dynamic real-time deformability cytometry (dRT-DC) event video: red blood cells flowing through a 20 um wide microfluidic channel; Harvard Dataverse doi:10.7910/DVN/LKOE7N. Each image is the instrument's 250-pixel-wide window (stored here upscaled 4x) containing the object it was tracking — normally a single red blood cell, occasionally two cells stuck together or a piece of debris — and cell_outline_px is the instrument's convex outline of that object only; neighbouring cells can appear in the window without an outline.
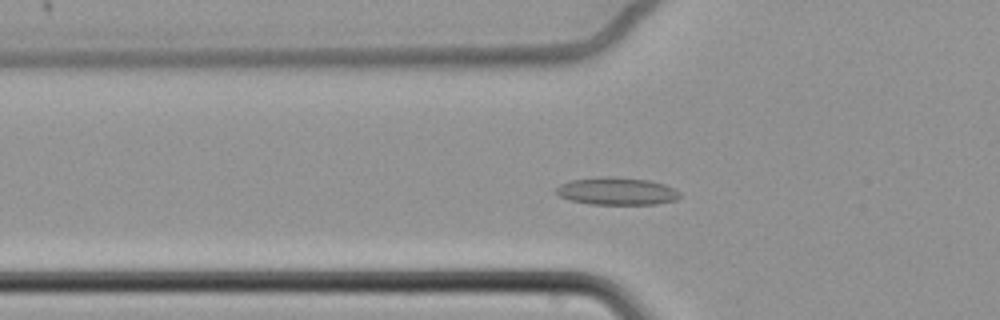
{"species": "common noctule bat (a hibernating species)", "species_latin": "Nyctalus noctula", "temperature_condition": "cold", "stored_images_in_passage": 62, "camera_frame_rate_fps": 3000, "um_per_image_px": 0.085, "animal": {"sex": "female", "body_mass_g": 22.7, "forearm_length_mm": 54.2}, "frame": {"image": 1, "passage_image": 22, "time_ms": 7.0, "image_size_px": [1000, 320], "cell_outline_px": [[680, 196], [676, 200], [656, 204], [588, 204], [572, 200], [560, 196], [556, 192], [556, 188], [560, 184], [572, 180], [600, 176], [612, 176], [648, 180], [664, 184], [680, 192]], "centroid_in_image_um": [52.43, 16.24], "position_along_channel_um": 73.4, "area_um2": 19.77}}
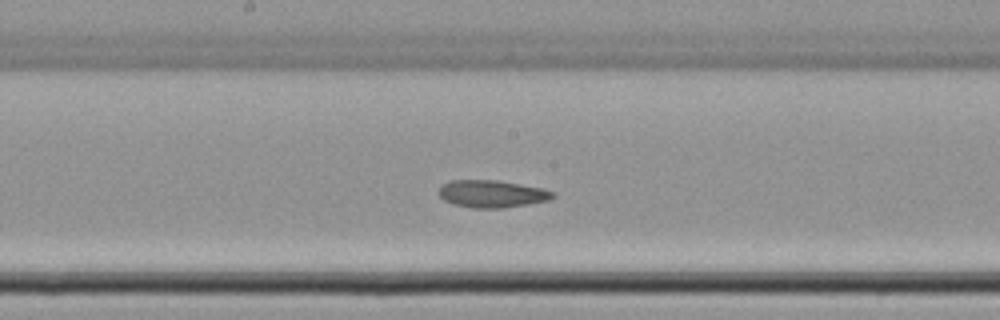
{"frame": {"image": 2, "passage_image": 34, "time_ms": 11.0, "image_size_px": [1000, 320], "cell_outline_px": [[556, 196], [548, 200], [528, 204], [504, 208], [472, 208], [452, 204], [444, 200], [436, 192], [440, 184], [448, 180], [496, 180], [540, 188], [556, 192]], "centroid_in_image_um": [41.74, 16.47], "position_along_channel_um": 206.5, "area_um2": 18.38}}
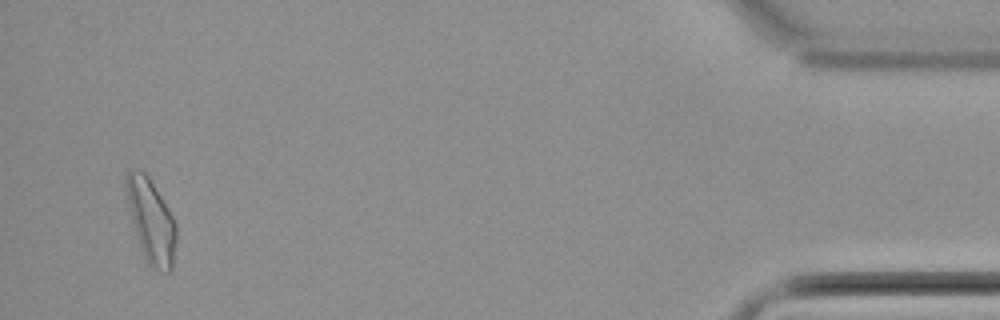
{"frame": {"image": 3, "passage_image": 60, "time_ms": 19.667, "image_size_px": [1000, 320], "cell_outline_px": [[176, 240], [172, 268], [168, 272], [160, 272], [148, 264], [140, 248], [128, 204], [124, 184], [124, 176], [128, 168], [140, 168], [148, 176], [168, 208], [176, 224]], "centroid_in_image_um": [12.82, 18.73], "position_along_channel_um": 422.4, "area_um2": 24.39}, "authors_computed_cell_mechanics": {"area_um2": 19.7098, "velocity_mm_per_s": 3.3747, "shape_relaxation_time_tau1_ms": null, "shape_relaxation_time_tau2_ms": 9.538, "deformation_change_tau1": null, "deformation_change_tau2": 0.134}}